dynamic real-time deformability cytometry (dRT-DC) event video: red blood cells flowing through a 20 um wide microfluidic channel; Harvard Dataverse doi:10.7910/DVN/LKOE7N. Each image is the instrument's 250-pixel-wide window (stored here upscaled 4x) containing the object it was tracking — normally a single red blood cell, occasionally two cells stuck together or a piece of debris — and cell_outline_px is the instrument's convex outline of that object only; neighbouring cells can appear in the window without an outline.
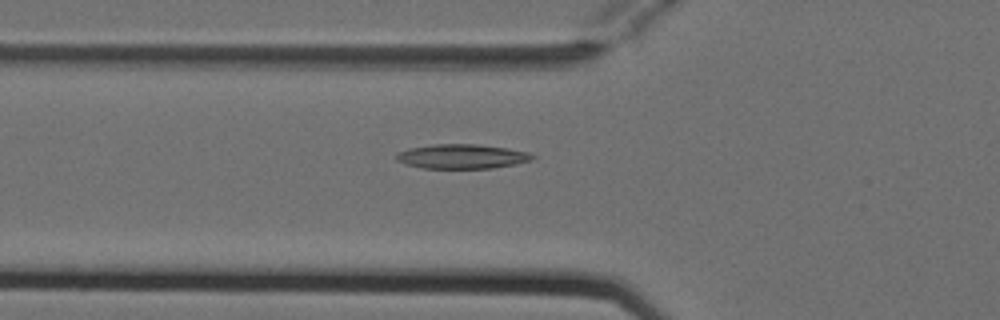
{"species": "Egyptian fruit bat (a non-hibernating species)", "species_latin": "Rousettus aegyptiacus", "temperature_condition": "cold", "stored_images_in_passage": 5, "camera_frame_rate_fps": 3000, "um_per_image_px": 0.085, "animal": {"sex": "female"}, "frame": {"image": 1, "passage_image": 5, "time_ms": 1.333, "image_size_px": [1000, 320], "cell_outline_px": [[536, 156], [532, 160], [516, 164], [492, 168], [424, 168], [404, 164], [396, 160], [396, 152], [408, 148], [432, 144], [476, 144], [508, 148], [528, 152]], "centroid_in_image_um": [39.24, 13.29], "position_along_channel_um": 86.6, "area_um2": 19.54}}